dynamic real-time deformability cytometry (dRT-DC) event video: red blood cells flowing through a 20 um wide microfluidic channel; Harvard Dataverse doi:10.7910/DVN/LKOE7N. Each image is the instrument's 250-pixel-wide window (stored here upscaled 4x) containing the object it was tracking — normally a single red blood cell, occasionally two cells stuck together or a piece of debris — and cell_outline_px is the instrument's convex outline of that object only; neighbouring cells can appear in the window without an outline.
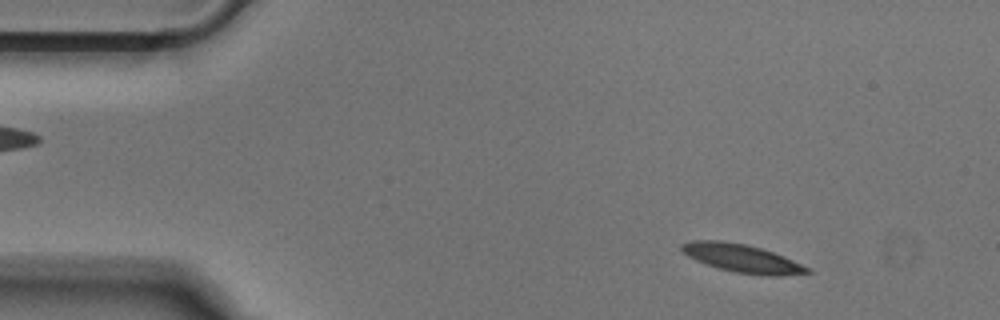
{"species": "Egyptian fruit bat (a non-hibernating species)", "species_latin": "Rousettus aegyptiacus", "temperature_condition": "cold", "stored_images_in_passage": 50, "camera_frame_rate_fps": 3000, "um_per_image_px": 0.085, "animal": {"sex": "male"}, "frame": {"image": 1, "passage_image": 5, "time_ms": 1.333, "image_size_px": [1000, 320], "cell_outline_px": [[812, 272], [780, 276], [768, 276], [736, 272], [704, 264], [688, 256], [680, 248], [680, 244], [692, 240], [720, 240], [744, 244], [760, 248], [784, 256], [812, 268]], "centroid_in_image_um": [63.09, 21.96], "position_along_channel_um": 21.9, "area_um2": 20.58}}
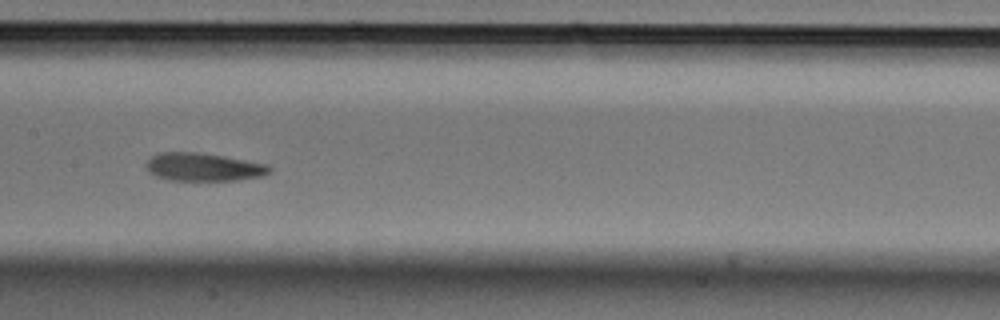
{"frame": {"image": 2, "passage_image": 24, "time_ms": 7.667, "image_size_px": [1000, 320], "cell_outline_px": [[272, 172], [264, 176], [236, 180], [168, 180], [156, 176], [148, 172], [144, 164], [152, 156], [160, 152], [196, 152], [224, 156], [268, 164], [272, 168]], "centroid_in_image_um": [17.3, 14.2], "position_along_channel_um": 190.1, "area_um2": 20.35}}
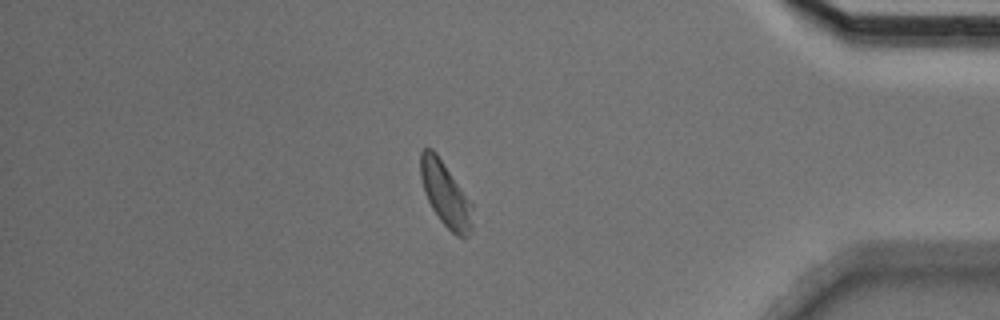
{"frame": {"image": 3, "passage_image": 43, "time_ms": 14.0, "image_size_px": [1000, 320], "cell_outline_px": [[472, 232], [468, 236], [456, 236], [440, 220], [432, 208], [424, 192], [420, 176], [420, 152], [424, 148], [432, 148], [436, 152], [472, 200]], "centroid_in_image_um": [37.88, 16.48], "position_along_channel_um": 397.3, "area_um2": 19.83}}